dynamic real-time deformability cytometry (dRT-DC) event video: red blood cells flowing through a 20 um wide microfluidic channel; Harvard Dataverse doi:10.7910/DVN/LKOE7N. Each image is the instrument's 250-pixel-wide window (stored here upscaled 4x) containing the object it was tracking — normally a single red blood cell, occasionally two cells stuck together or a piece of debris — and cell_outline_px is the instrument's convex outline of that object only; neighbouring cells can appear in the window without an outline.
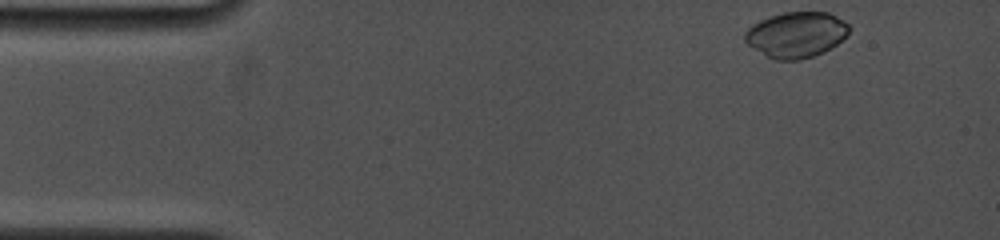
{"species": "common noctule bat (a hibernating species)", "species_latin": "Nyctalus noctula", "temperature_condition": "cold", "stored_images_in_passage": 66, "camera_frame_rate_fps": 5000, "um_per_image_px": 0.085, "animal": {"sex": "female", "body_mass_g": 19.0, "forearm_length_mm": 53.3}, "frame": {"image": 1, "passage_image": 1, "time_ms": 0.0, "image_size_px": [1000, 240], "cell_outline_px": [[852, 28], [848, 36], [824, 52], [800, 60], [776, 60], [768, 56], [748, 44], [744, 40], [744, 32], [752, 24], [760, 20], [784, 12], [828, 12], [836, 16], [848, 24]], "centroid_in_image_um": [67.71, 2.94], "position_along_channel_um": 17.3, "area_um2": 27.69}}
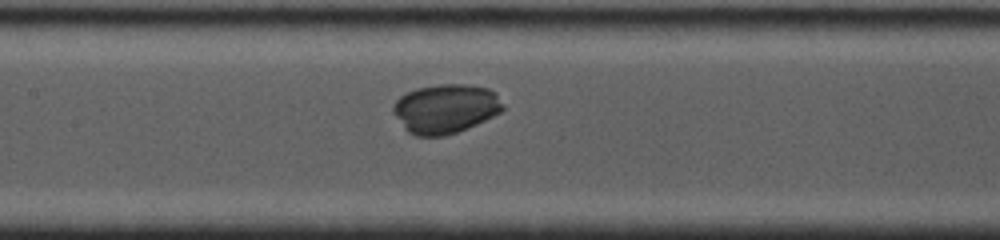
{"frame": {"image": 2, "passage_image": 33, "time_ms": 6.4, "image_size_px": [1000, 240], "cell_outline_px": [[504, 108], [500, 112], [468, 128], [444, 136], [416, 136], [408, 132], [404, 128], [392, 112], [392, 104], [400, 96], [416, 88], [440, 84], [468, 84], [488, 88], [496, 92], [504, 104]], "centroid_in_image_um": [37.86, 9.23], "position_along_channel_um": 169.5, "area_um2": 31.62}}
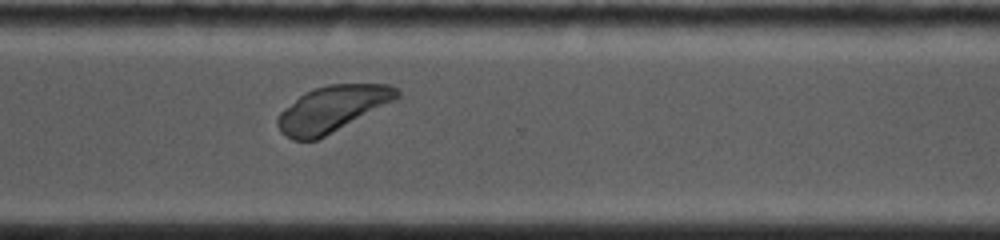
{"frame": {"image": 3, "passage_image": 56, "time_ms": 11.0, "image_size_px": [1000, 240], "cell_outline_px": [[400, 96], [396, 100], [316, 140], [292, 140], [284, 136], [280, 132], [276, 124], [276, 120], [280, 112], [284, 108], [304, 92], [328, 84], [388, 84], [396, 88], [400, 92]], "centroid_in_image_um": [28.21, 9.25], "position_along_channel_um": 342.4, "area_um2": 31.79}}